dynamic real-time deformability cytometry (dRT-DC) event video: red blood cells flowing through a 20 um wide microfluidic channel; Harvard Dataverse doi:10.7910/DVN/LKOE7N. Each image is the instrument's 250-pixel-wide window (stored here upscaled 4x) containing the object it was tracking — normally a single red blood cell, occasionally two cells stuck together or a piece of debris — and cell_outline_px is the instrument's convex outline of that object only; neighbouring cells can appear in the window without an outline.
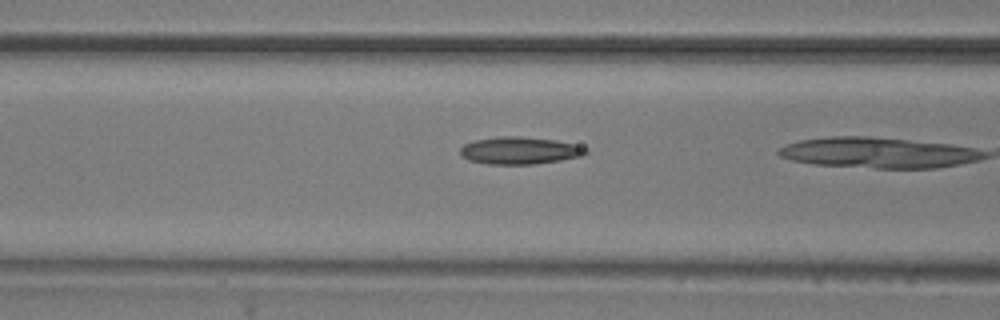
{"species": "common noctule bat (a hibernating species)", "species_latin": "Nyctalus noctula", "temperature_condition": "room temperature", "stored_images_in_passage": 7, "camera_frame_rate_fps": 3000, "um_per_image_px": 0.085, "animal": {"sex": "male", "body_mass_g": 20.5, "forearm_length_mm": 52.5}, "frame": {"image": 1, "passage_image": 6, "time_ms": 1.667, "image_size_px": [1000, 320], "cell_outline_px": [[588, 152], [580, 156], [560, 160], [532, 164], [488, 164], [468, 160], [460, 152], [460, 148], [464, 144], [476, 140], [500, 136], [520, 136], [556, 140], [588, 148]], "centroid_in_image_um": [44.16, 12.79], "position_along_channel_um": 122.4, "area_um2": 19.77}}